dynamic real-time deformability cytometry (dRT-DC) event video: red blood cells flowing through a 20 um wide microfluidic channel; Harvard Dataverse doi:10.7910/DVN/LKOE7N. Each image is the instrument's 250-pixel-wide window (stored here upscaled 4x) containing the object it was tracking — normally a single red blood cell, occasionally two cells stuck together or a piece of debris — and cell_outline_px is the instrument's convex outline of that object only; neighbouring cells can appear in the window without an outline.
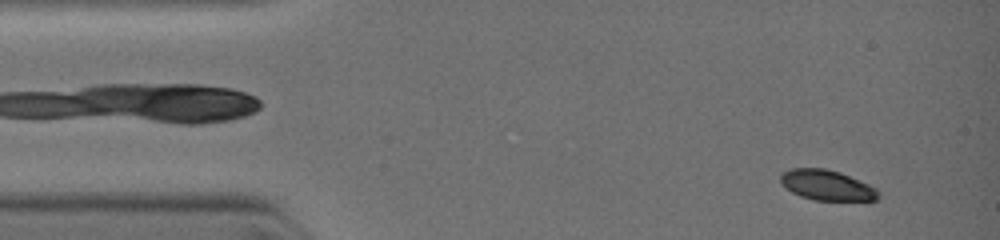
{"species": "common noctule bat (a hibernating species)", "species_latin": "Nyctalus noctula", "temperature_condition": "warm", "stored_images_in_passage": 6, "camera_frame_rate_fps": 3000, "um_per_image_px": 0.085, "animal": {"sex": "female", "body_mass_g": 19.0, "forearm_length_mm": 51.5}, "frame": {"image": 1, "passage_image": 1, "time_ms": 0.0, "image_size_px": [1000, 240], "cell_outline_px": [[880, 196], [876, 200], [812, 200], [800, 196], [784, 188], [780, 180], [780, 176], [784, 172], [792, 168], [824, 168], [840, 172], [868, 184], [876, 188], [880, 192]], "centroid_in_image_um": [70.27, 15.74], "position_along_channel_um": 14.7, "area_um2": 17.28}}
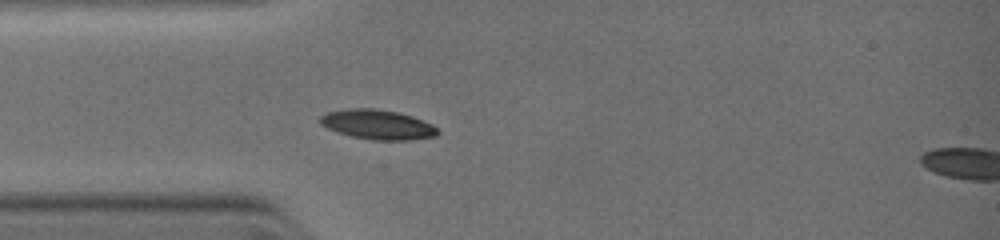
{"frame": {"image": 2, "passage_image": 6, "time_ms": 2.333, "image_size_px": [1000, 240], "cell_outline_px": [[440, 132], [436, 136], [412, 140], [372, 140], [352, 136], [336, 132], [320, 124], [320, 116], [328, 112], [352, 108], [372, 108], [396, 112], [412, 116], [432, 124]], "centroid_in_image_um": [32.1, 10.6], "position_along_channel_um": 52.9, "area_um2": 20.23}}